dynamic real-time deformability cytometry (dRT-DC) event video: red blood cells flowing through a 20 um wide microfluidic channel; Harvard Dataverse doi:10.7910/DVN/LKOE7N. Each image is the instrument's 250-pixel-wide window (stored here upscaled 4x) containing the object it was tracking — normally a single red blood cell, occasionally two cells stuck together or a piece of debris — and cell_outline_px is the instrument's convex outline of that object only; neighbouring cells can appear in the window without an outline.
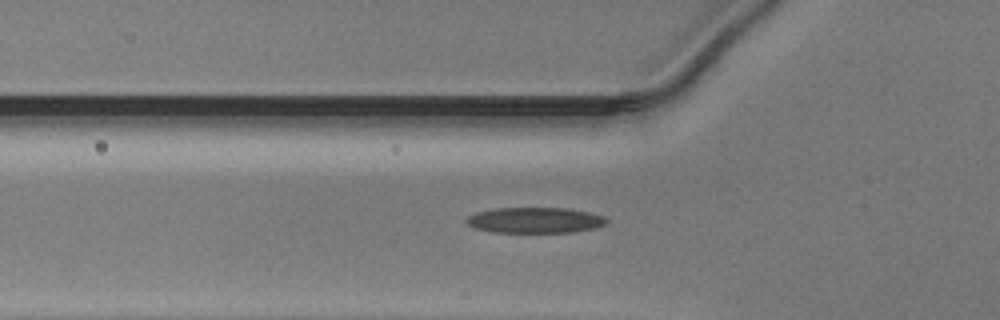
{"species": "Egyptian fruit bat (a non-hibernating species)", "species_latin": "Rousettus aegyptiacus", "temperature_condition": "warm", "stored_images_in_passage": 31, "camera_frame_rate_fps": 3000, "um_per_image_px": 0.085, "animal": {"sex": "male"}, "frame": {"image": 1, "passage_image": 3, "time_ms": 0.667, "image_size_px": [1000, 320], "cell_outline_px": [[608, 220], [604, 224], [592, 228], [572, 232], [492, 232], [476, 228], [468, 224], [464, 220], [468, 216], [476, 212], [496, 208], [568, 208], [588, 212], [604, 216]], "centroid_in_image_um": [45.44, 18.71], "position_along_channel_um": 80.4, "area_um2": 20.81}}
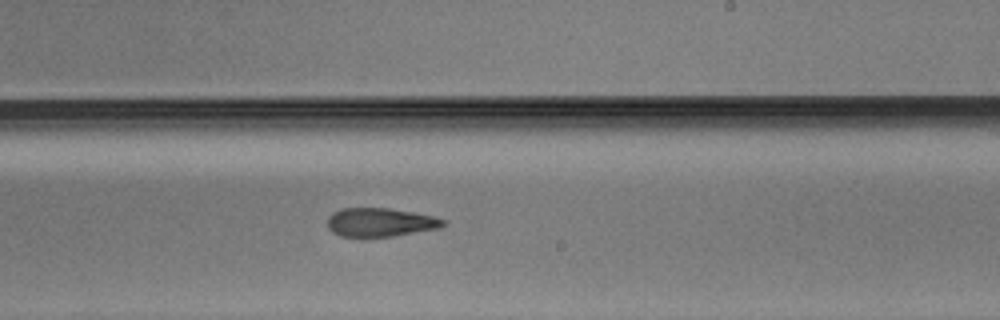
{"frame": {"image": 2, "passage_image": 16, "time_ms": 5.0, "image_size_px": [1000, 320], "cell_outline_px": [[448, 224], [444, 228], [392, 236], [340, 236], [332, 232], [328, 228], [328, 216], [332, 212], [340, 208], [388, 208], [412, 212], [432, 216], [444, 220]], "centroid_in_image_um": [32.34, 18.89], "position_along_channel_um": 256.7, "area_um2": 19.42}}
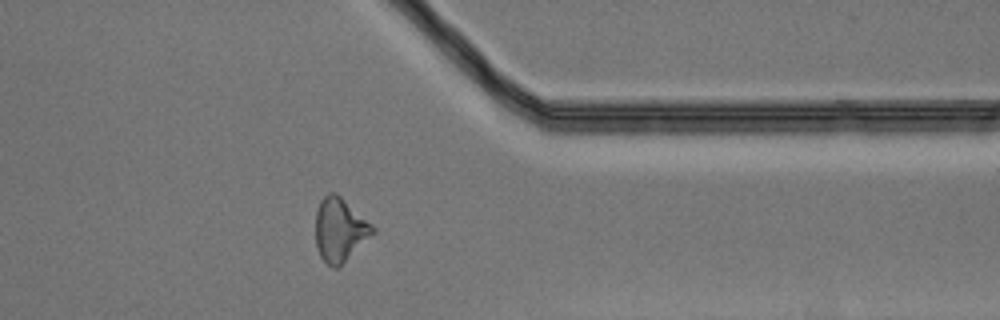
{"frame": {"image": 3, "passage_image": 26, "time_ms": 8.333, "image_size_px": [1000, 320], "cell_outline_px": [[376, 232], [336, 268], [332, 268], [320, 256], [316, 244], [316, 212], [320, 200], [328, 192], [336, 192], [372, 224], [376, 228]], "centroid_in_image_um": [28.88, 19.5], "position_along_channel_um": 382.5, "area_um2": 20.92}}